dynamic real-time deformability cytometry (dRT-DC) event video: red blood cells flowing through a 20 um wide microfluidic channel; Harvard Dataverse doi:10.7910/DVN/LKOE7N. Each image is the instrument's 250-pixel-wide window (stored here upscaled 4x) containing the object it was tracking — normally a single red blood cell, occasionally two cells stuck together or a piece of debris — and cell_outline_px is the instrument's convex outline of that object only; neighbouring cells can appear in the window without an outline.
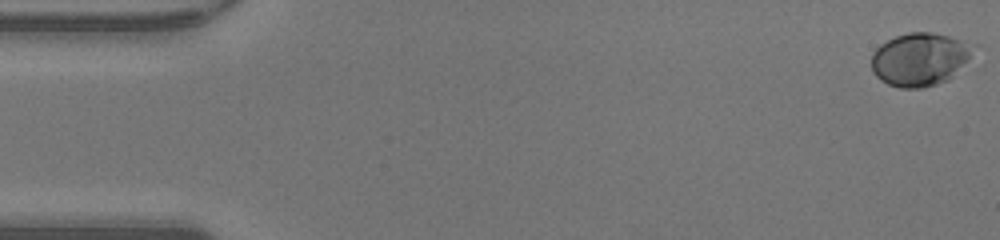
{"species": "human", "species_latin": "Homo sapiens", "temperature_condition": "warm", "stored_images_in_passage": 48, "camera_frame_rate_fps": 3000, "um_per_image_px": 0.085, "donor": {"sex": "male"}, "frame": {"image": 1, "passage_image": 1, "time_ms": 0.0, "image_size_px": [1000, 240], "cell_outline_px": [[980, 44], [948, 80], [936, 84], [920, 88], [900, 88], [888, 84], [880, 80], [872, 72], [872, 52], [880, 44], [896, 36], [908, 32], [932, 32]], "centroid_in_image_um": [78.18, 5.02], "position_along_channel_um": 6.8, "area_um2": 31.62}}
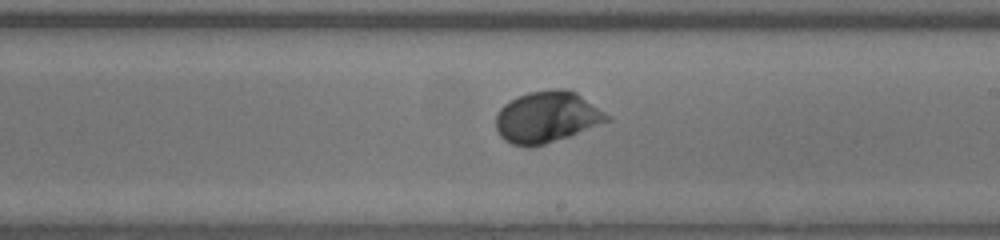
{"frame": {"image": 2, "passage_image": 28, "time_ms": 9.0, "image_size_px": [1000, 240], "cell_outline_px": [[612, 120], [568, 136], [544, 144], [512, 144], [504, 140], [500, 136], [496, 128], [496, 116], [500, 108], [504, 104], [516, 96], [528, 92], [552, 88], [568, 88], [576, 92], [612, 116]], "centroid_in_image_um": [46.52, 9.9], "position_along_channel_um": 242.5, "area_um2": 33.12}}
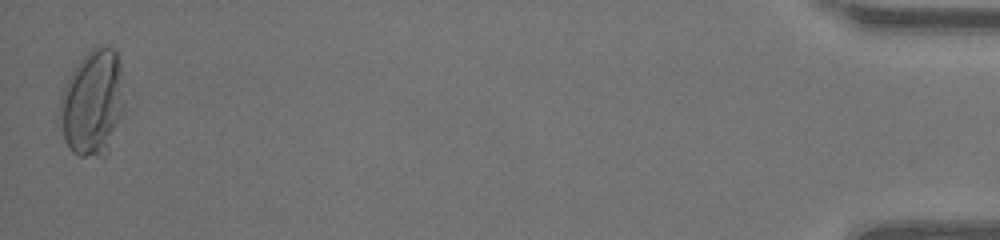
{"frame": {"image": 3, "passage_image": 48, "time_ms": 15.667, "image_size_px": [1000, 240], "cell_outline_px": [[124, 108], [108, 156], [104, 160], [80, 156], [72, 152], [68, 148], [64, 140], [60, 108], [60, 96], [76, 64], [96, 44], [112, 48], [116, 52], [120, 68], [124, 104]], "centroid_in_image_um": [7.89, 8.82], "position_along_channel_um": 427.3, "area_um2": 40.17}, "authors_computed_cell_mechanics": {"area_um2": 31.0964, "velocity_mm_per_s": 4.3046, "shape_relaxation_time_tau1_ms": 2.949, "shape_relaxation_time_tau2_ms": null, "deformation_change_tau1": 0.1744, "deformation_change_tau2": null}}